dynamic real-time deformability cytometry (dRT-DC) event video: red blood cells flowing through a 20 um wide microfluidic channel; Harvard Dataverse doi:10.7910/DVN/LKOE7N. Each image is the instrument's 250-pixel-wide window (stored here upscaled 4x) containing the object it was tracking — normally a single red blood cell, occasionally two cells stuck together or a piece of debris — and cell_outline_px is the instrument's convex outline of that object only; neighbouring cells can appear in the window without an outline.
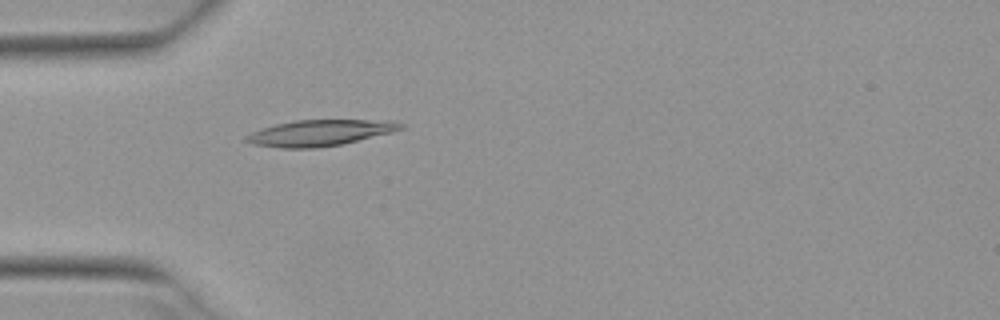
{"species": "Egyptian fruit bat (a non-hibernating species)", "species_latin": "Rousettus aegyptiacus", "temperature_condition": "warm", "stored_images_in_passage": 4, "camera_frame_rate_fps": 3000, "um_per_image_px": 0.085, "animal": {"sex": "female"}, "frame": {"image": 1, "passage_image": 4, "time_ms": 1.0, "image_size_px": [1000, 320], "cell_outline_px": [[404, 128], [392, 132], [340, 144], [312, 148], [280, 148], [252, 144], [244, 140], [244, 136], [252, 132], [276, 124], [296, 120], [396, 120], [404, 124]], "centroid_in_image_um": [27.2, 11.28], "position_along_channel_um": 57.8, "area_um2": 23.29}}